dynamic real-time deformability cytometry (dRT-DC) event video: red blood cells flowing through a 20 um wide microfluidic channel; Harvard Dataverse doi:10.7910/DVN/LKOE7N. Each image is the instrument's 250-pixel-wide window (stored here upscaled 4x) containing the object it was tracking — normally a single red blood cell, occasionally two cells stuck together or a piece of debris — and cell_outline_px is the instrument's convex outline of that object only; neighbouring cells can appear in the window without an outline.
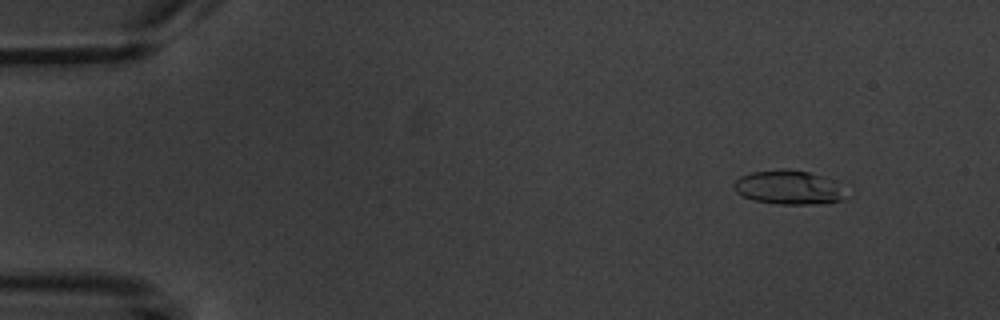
{"species": "common noctule bat (a hibernating species)", "species_latin": "Nyctalus noctula", "temperature_condition": "warm", "stored_images_in_passage": 5, "camera_frame_rate_fps": 3000, "um_per_image_px": 0.085, "animal": {"sex": "male", "body_mass_g": 20.1, "forearm_length_mm": 53.5}, "frame": {"image": 1, "passage_image": 2, "time_ms": 1.0, "image_size_px": [1000, 320], "cell_outline_px": [[840, 200], [828, 204], [780, 204], [752, 200], [736, 192], [732, 188], [732, 184], [740, 176], [752, 172], [784, 168], [788, 168], [808, 172], [824, 176], [836, 188]], "centroid_in_image_um": [66.85, 15.92], "position_along_channel_um": 18.2, "area_um2": 21.56}}